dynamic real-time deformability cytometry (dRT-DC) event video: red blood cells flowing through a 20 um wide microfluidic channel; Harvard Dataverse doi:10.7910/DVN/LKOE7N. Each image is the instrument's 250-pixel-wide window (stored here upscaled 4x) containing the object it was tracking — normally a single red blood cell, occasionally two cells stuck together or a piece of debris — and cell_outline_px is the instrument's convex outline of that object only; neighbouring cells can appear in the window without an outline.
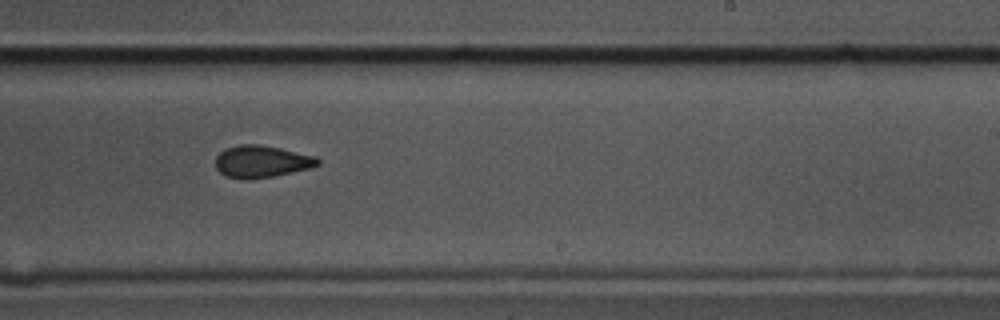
{"species": "common noctule bat (a hibernating species)", "species_latin": "Nyctalus noctula", "temperature_condition": "cold", "stored_images_in_passage": 20, "camera_frame_rate_fps": 3000, "um_per_image_px": 0.085, "animal": {"sex": "male", "body_mass_g": 17.5, "forearm_length_mm": 52.3}, "frame": {"image": 1, "passage_image": 17, "time_ms": 5.333, "image_size_px": [1000, 320], "cell_outline_px": [[320, 164], [312, 168], [272, 176], [248, 180], [224, 176], [216, 168], [216, 156], [224, 148], [240, 144], [260, 144], [280, 148], [316, 156], [320, 160]], "centroid_in_image_um": [22.23, 13.72], "position_along_channel_um": 266.8, "area_um2": 19.31}}